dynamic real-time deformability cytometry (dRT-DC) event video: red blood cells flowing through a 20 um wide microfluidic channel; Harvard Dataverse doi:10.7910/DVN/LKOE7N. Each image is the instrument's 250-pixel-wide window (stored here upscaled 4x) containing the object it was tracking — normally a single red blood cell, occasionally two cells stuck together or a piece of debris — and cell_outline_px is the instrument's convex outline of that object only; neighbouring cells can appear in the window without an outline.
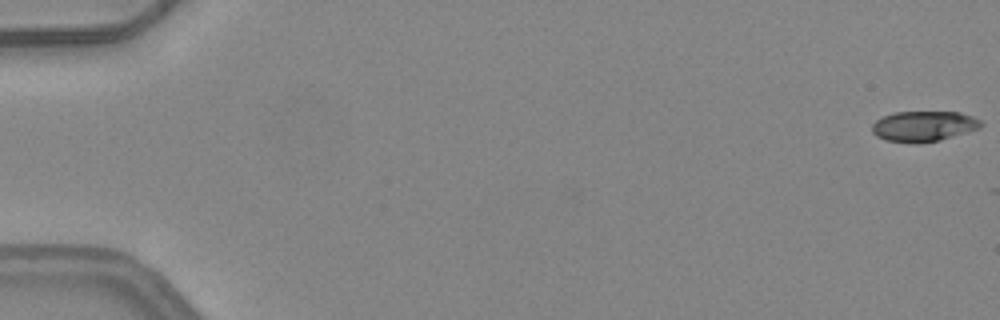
{"species": "common noctule bat (a hibernating species)", "species_latin": "Nyctalus noctula", "temperature_condition": "warm", "stored_images_in_passage": 5, "camera_frame_rate_fps": 3000, "um_per_image_px": 0.085, "animal": {"sex": "female", "body_mass_g": 24.6, "forearm_length_mm": 56.2}, "frame": {"image": 1, "passage_image": 1, "time_ms": 0.0, "image_size_px": [1000, 320], "cell_outline_px": [[984, 124], [980, 128], [968, 132], [940, 140], [884, 140], [876, 136], [872, 132], [872, 124], [876, 120], [884, 116], [896, 112], [960, 112], [972, 116], [980, 120]], "centroid_in_image_um": [78.55, 10.68], "position_along_channel_um": 6.4, "area_um2": 18.67}}
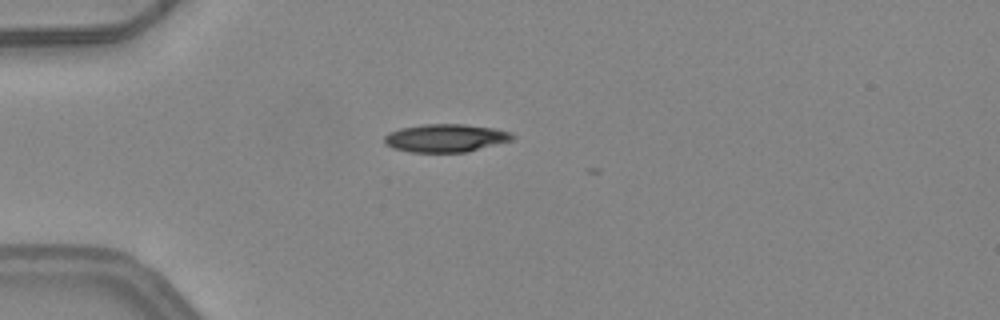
{"frame": {"image": 2, "passage_image": 4, "time_ms": 1.0, "image_size_px": [1000, 320], "cell_outline_px": [[516, 136], [512, 140], [468, 152], [412, 152], [392, 148], [384, 144], [384, 136], [388, 132], [400, 128], [424, 124], [464, 124], [496, 128], [512, 132]], "centroid_in_image_um": [37.89, 11.73], "position_along_channel_um": 47.1, "area_um2": 21.15}}